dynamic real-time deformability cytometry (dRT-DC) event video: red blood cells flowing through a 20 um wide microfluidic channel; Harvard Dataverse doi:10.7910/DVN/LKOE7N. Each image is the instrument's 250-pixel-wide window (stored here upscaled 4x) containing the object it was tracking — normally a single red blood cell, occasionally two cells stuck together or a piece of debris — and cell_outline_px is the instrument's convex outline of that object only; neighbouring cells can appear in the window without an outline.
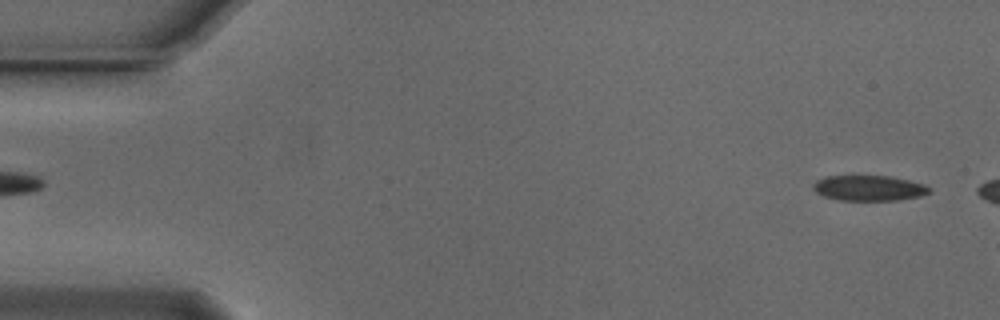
{"species": "Egyptian fruit bat (a non-hibernating species)", "species_latin": "Rousettus aegyptiacus", "temperature_condition": "cold", "stored_images_in_passage": 8, "camera_frame_rate_fps": 3000, "um_per_image_px": 0.085, "animal": {"sex": "male"}, "frame": {"image": 1, "passage_image": 2, "time_ms": 0.333, "image_size_px": [1000, 320], "cell_outline_px": [[932, 192], [920, 196], [896, 200], [840, 200], [824, 196], [816, 192], [812, 188], [812, 184], [816, 180], [824, 176], [888, 176], [908, 180], [924, 184]], "centroid_in_image_um": [73.82, 15.98], "position_along_channel_um": 11.2, "area_um2": 17.11}}